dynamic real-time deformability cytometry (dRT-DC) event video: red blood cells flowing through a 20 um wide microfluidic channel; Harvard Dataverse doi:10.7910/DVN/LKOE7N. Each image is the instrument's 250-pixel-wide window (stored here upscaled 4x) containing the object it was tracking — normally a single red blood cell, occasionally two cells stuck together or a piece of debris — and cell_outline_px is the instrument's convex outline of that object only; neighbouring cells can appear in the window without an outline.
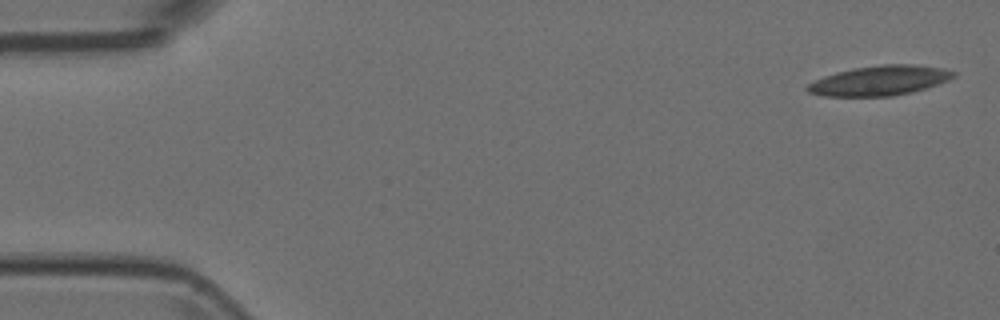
{"species": "Egyptian fruit bat (a non-hibernating species)", "species_latin": "Rousettus aegyptiacus", "temperature_condition": "room temperature", "stored_images_in_passage": 50, "camera_frame_rate_fps": 3000, "um_per_image_px": 0.085, "animal": {"sex": "female"}, "frame": {"image": 1, "passage_image": 1, "time_ms": 0.0, "image_size_px": [1000, 320], "cell_outline_px": [[956, 76], [948, 80], [912, 92], [892, 96], [824, 96], [808, 92], [804, 88], [808, 84], [824, 76], [836, 72], [852, 68], [880, 64], [912, 64], [944, 68], [956, 72]], "centroid_in_image_um": [74.76, 6.84], "position_along_channel_um": 10.2, "area_um2": 25.37}}
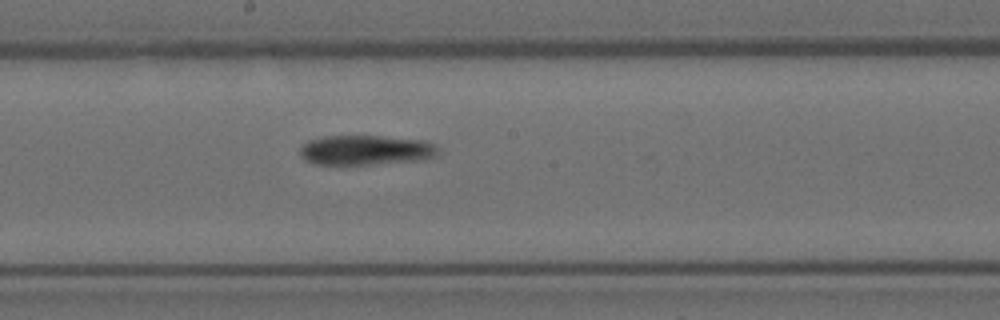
{"frame": {"image": 2, "passage_image": 28, "time_ms": 9.0, "image_size_px": [1000, 320], "cell_outline_px": [[440, 152], [436, 156], [420, 160], [372, 164], [316, 164], [304, 160], [300, 156], [300, 148], [308, 140], [324, 136], [380, 136], [424, 140], [440, 148]], "centroid_in_image_um": [31.09, 12.75], "position_along_channel_um": 217.1, "area_um2": 24.04}}
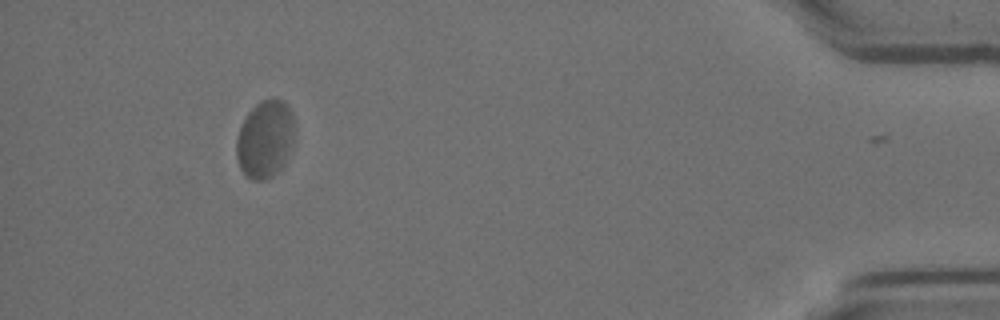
{"frame": {"image": 3, "passage_image": 49, "time_ms": 16.0, "image_size_px": [1000, 320], "cell_outline_px": [[292, 140], [284, 164], [272, 176], [264, 180], [252, 180], [244, 176], [240, 168], [236, 156], [236, 140], [240, 128], [248, 112], [260, 100], [284, 100], [292, 112]], "centroid_in_image_um": [22.49, 11.85], "position_along_channel_um": 412.7, "area_um2": 25.89}}